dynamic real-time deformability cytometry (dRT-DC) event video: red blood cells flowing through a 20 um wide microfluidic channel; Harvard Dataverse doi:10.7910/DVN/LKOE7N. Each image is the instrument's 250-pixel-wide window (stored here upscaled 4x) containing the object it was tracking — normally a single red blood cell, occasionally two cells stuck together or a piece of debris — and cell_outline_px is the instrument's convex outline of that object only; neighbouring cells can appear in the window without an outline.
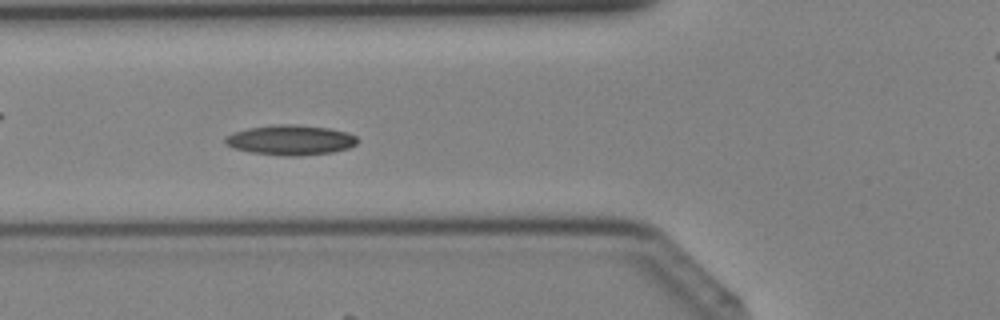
{"species": "Egyptian fruit bat (a non-hibernating species)", "species_latin": "Rousettus aegyptiacus", "temperature_condition": "cold", "stored_images_in_passage": 34, "camera_frame_rate_fps": 3000, "um_per_image_px": 0.085, "animal": {"sex": "female"}, "frame": {"image": 1, "passage_image": 15, "time_ms": 4.667, "image_size_px": [1000, 320], "cell_outline_px": [[360, 140], [356, 144], [348, 148], [332, 152], [300, 156], [284, 156], [252, 152], [232, 148], [224, 144], [224, 136], [232, 132], [248, 128], [280, 124], [296, 124], [328, 128], [348, 132], [356, 136]], "centroid_in_image_um": [24.68, 11.9], "position_along_channel_um": 101.1, "area_um2": 23.35}}
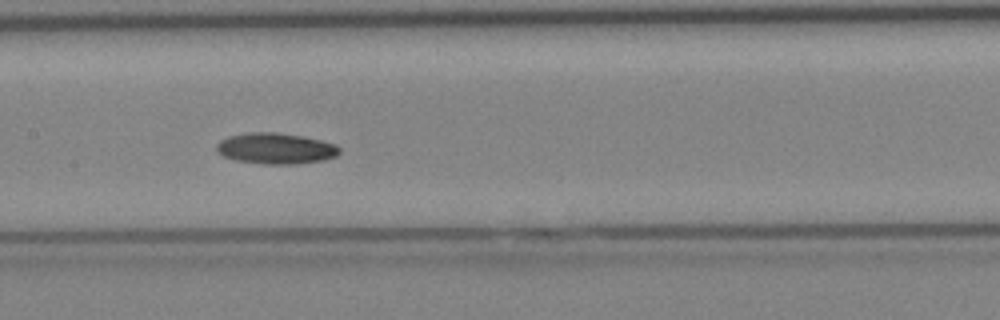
{"frame": {"image": 2, "passage_image": 20, "time_ms": 6.333, "image_size_px": [1000, 320], "cell_outline_px": [[340, 152], [336, 156], [324, 160], [296, 164], [264, 164], [236, 160], [224, 156], [216, 152], [216, 144], [220, 140], [228, 136], [248, 132], [276, 132], [300, 136], [320, 140], [336, 144], [340, 148]], "centroid_in_image_um": [23.42, 12.62], "position_along_channel_um": 184.0, "area_um2": 22.25}}
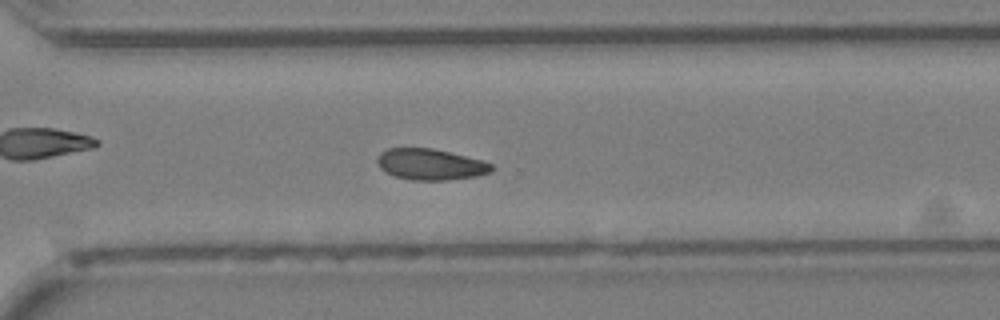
{"frame": {"image": 3, "passage_image": 29, "time_ms": 9.333, "image_size_px": [1000, 320], "cell_outline_px": [[492, 172], [476, 176], [448, 180], [412, 180], [396, 176], [380, 168], [376, 160], [380, 152], [388, 148], [432, 148], [484, 160], [492, 164]], "centroid_in_image_um": [36.6, 13.96], "position_along_channel_um": 334.0, "area_um2": 20.69}}